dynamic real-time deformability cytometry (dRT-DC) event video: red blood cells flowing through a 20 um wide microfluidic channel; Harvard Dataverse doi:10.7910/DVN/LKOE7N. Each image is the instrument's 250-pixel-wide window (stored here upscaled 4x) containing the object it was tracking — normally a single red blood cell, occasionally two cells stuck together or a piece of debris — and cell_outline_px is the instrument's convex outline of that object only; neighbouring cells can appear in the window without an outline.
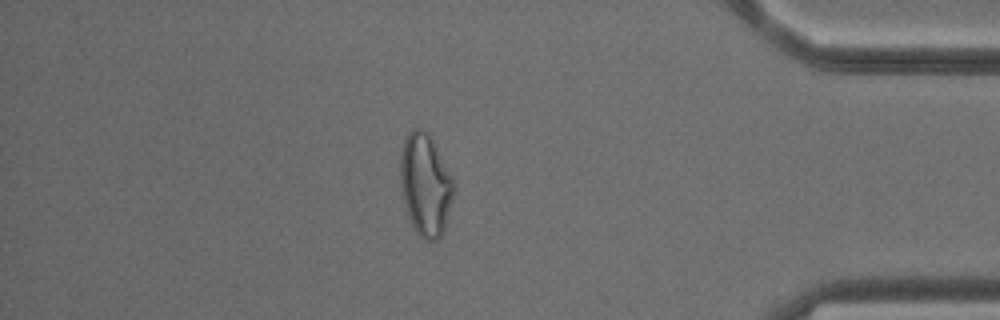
{"species": "common noctule bat (a hibernating species)", "species_latin": "Nyctalus noctula", "temperature_condition": "cold", "stored_images_in_passage": 52, "camera_frame_rate_fps": 3000, "um_per_image_px": 0.085, "animal": {"sex": "male", "body_mass_g": 18.8}, "frame": {"image": 1, "passage_image": 45, "time_ms": 14.667, "image_size_px": [1000, 320], "cell_outline_px": [[456, 188], [444, 232], [436, 240], [424, 240], [412, 228], [408, 216], [400, 184], [400, 156], [404, 140], [408, 132], [412, 128], [420, 128], [428, 132], [436, 144], [456, 180]], "centroid_in_image_um": [36.2, 15.68], "position_along_channel_um": 399.0, "area_um2": 32.66}}